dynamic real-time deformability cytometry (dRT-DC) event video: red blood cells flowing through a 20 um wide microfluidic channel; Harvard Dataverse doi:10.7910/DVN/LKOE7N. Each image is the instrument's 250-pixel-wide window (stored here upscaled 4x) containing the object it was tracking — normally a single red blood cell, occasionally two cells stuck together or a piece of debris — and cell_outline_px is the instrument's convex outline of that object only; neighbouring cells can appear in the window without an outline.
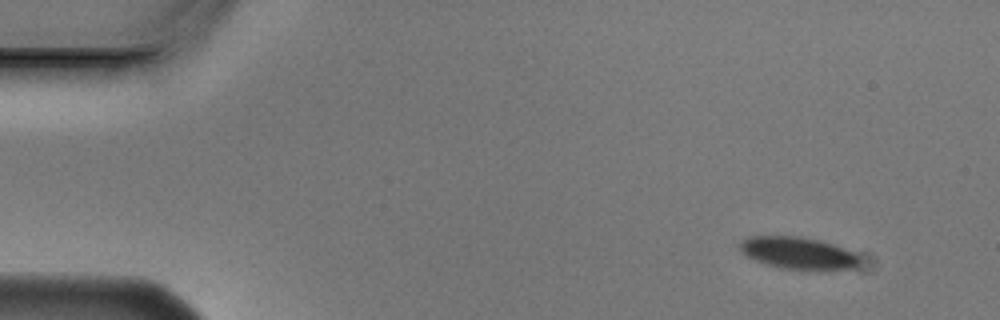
{"species": "Egyptian fruit bat (a non-hibernating species)", "species_latin": "Rousettus aegyptiacus", "temperature_condition": "cold", "stored_images_in_passage": 5, "camera_frame_rate_fps": 3000, "um_per_image_px": 0.085, "animal": {"sex": "male"}, "frame": {"image": 1, "passage_image": 1, "time_ms": 0.0, "image_size_px": [1000, 320], "cell_outline_px": [[860, 264], [856, 268], [780, 268], [756, 260], [740, 252], [740, 240], [748, 236], [800, 236], [832, 244], [844, 248], [860, 256]], "centroid_in_image_um": [67.81, 21.48], "position_along_channel_um": 17.2, "area_um2": 21.85}}
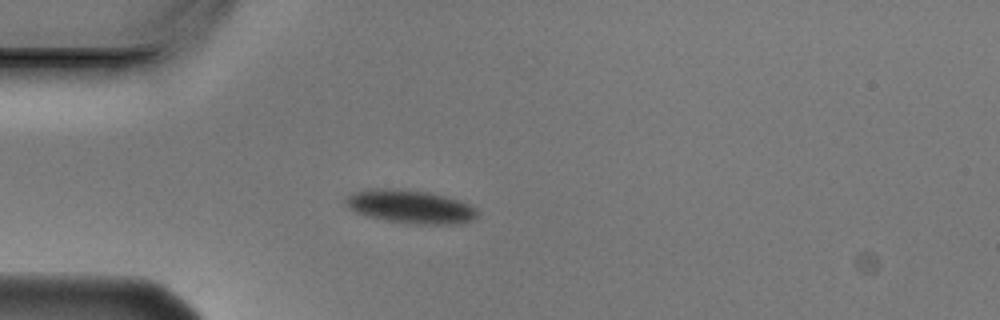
{"frame": {"image": 2, "passage_image": 4, "time_ms": 1.0, "image_size_px": [1000, 320], "cell_outline_px": [[480, 212], [472, 220], [464, 224], [412, 224], [388, 220], [368, 216], [356, 212], [348, 208], [344, 204], [344, 200], [352, 192], [368, 188], [388, 188], [428, 192], [460, 200], [472, 204]], "centroid_in_image_um": [34.9, 17.56], "position_along_channel_um": 50.1, "area_um2": 25.89}}